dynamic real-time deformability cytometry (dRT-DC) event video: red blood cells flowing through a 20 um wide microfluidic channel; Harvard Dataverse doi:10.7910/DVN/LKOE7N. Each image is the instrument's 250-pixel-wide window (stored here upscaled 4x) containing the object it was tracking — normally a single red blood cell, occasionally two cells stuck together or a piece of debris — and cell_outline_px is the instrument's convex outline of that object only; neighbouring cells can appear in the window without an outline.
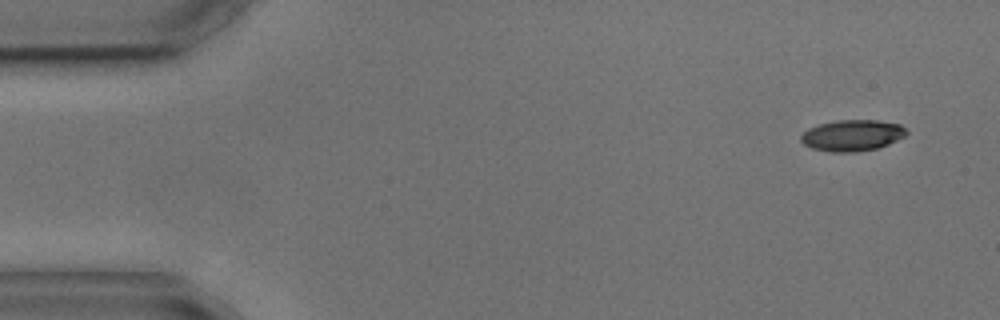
{"species": "common noctule bat (a hibernating species)", "species_latin": "Nyctalus noctula", "temperature_condition": "cold", "stored_images_in_passage": 7, "camera_frame_rate_fps": 3000, "um_per_image_px": 0.085, "animal": {"sex": "male", "body_mass_g": 17.9, "forearm_length_mm": 54.2}, "frame": {"image": 1, "passage_image": 1, "time_ms": 0.0, "image_size_px": [1000, 320], "cell_outline_px": [[908, 132], [904, 136], [888, 144], [876, 148], [856, 152], [832, 152], [812, 148], [804, 144], [800, 140], [800, 136], [808, 128], [820, 124], [836, 120], [876, 120], [900, 124]], "centroid_in_image_um": [72.42, 11.5], "position_along_channel_um": 12.6, "area_um2": 19.07}}
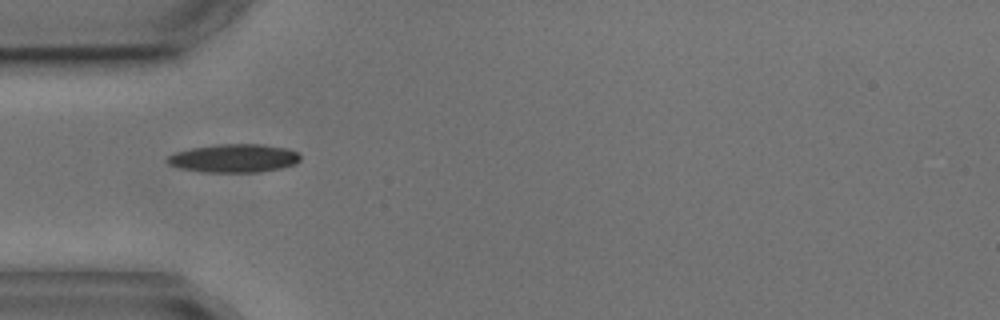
{"frame": {"image": 2, "passage_image": 4, "time_ms": 4.333, "image_size_px": [1000, 320], "cell_outline_px": [[300, 160], [296, 164], [280, 168], [260, 172], [204, 172], [180, 168], [168, 164], [164, 160], [168, 156], [176, 152], [192, 148], [216, 144], [264, 144], [288, 148], [296, 152], [300, 156]], "centroid_in_image_um": [19.89, 13.45], "position_along_channel_um": 65.1, "area_um2": 22.08}}
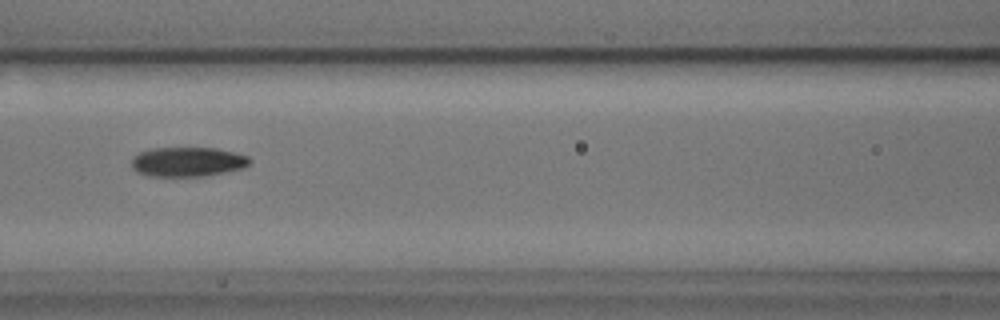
{"frame": {"image": 3, "passage_image": 6, "time_ms": 6.667, "image_size_px": [1000, 320], "cell_outline_px": [[252, 160], [244, 168], [204, 176], [148, 176], [136, 172], [132, 168], [132, 156], [140, 152], [152, 148], [216, 148], [236, 152], [248, 156]], "centroid_in_image_um": [15.94, 13.75], "position_along_channel_um": 150.7, "area_um2": 20.46}}